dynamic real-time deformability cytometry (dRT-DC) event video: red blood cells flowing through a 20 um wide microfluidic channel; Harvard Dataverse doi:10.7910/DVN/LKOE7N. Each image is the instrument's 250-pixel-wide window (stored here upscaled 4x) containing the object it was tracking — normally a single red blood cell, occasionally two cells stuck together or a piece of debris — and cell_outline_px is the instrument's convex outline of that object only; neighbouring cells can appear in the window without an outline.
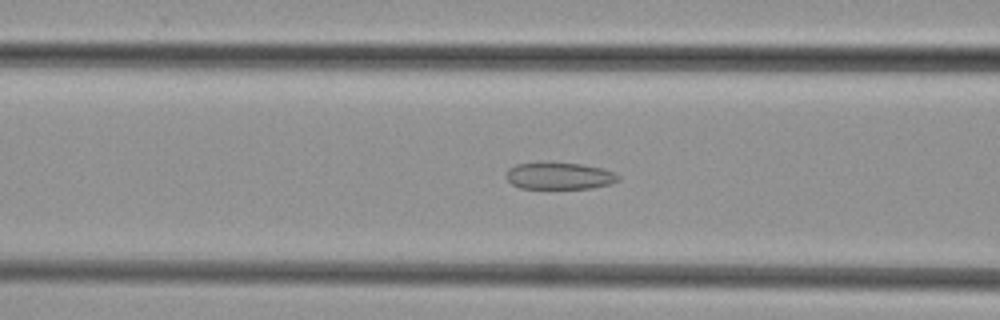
{"species": "common noctule bat (a hibernating species)", "species_latin": "Nyctalus noctula", "temperature_condition": "cold", "stored_images_in_passage": 48, "camera_frame_rate_fps": 3000, "um_per_image_px": 0.085, "animal": {"sex": "female", "body_mass_g": 29.2, "forearm_length_mm": 56.3}, "frame": {"image": 1, "passage_image": 20, "time_ms": 6.333, "image_size_px": [1000, 320], "cell_outline_px": [[620, 180], [612, 184], [592, 188], [520, 188], [512, 184], [504, 176], [508, 168], [516, 164], [580, 164], [600, 168], [612, 172], [620, 176]], "centroid_in_image_um": [47.55, 14.98], "position_along_channel_um": 119.1, "area_um2": 17.17}}
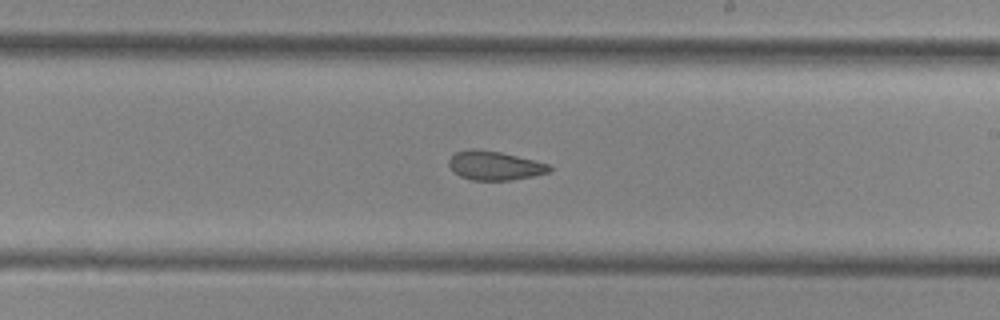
{"frame": {"image": 2, "passage_image": 29, "time_ms": 9.333, "image_size_px": [1000, 320], "cell_outline_px": [[552, 172], [512, 180], [472, 180], [460, 176], [452, 172], [448, 164], [448, 160], [456, 152], [472, 148], [500, 152], [552, 164]], "centroid_in_image_um": [42.07, 14.08], "position_along_channel_um": 246.9, "area_um2": 17.17}}
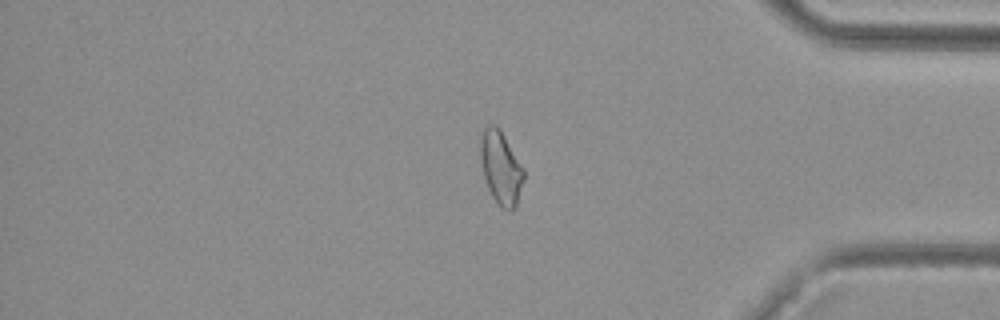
{"frame": {"image": 3, "passage_image": 41, "time_ms": 13.333, "image_size_px": [1000, 320], "cell_outline_px": [[524, 180], [516, 208], [512, 212], [504, 208], [492, 196], [488, 188], [484, 176], [480, 160], [480, 140], [484, 128], [488, 124], [496, 124], [500, 128], [524, 168]], "centroid_in_image_um": [42.59, 14.24], "position_along_channel_um": 392.6, "area_um2": 18.61}}